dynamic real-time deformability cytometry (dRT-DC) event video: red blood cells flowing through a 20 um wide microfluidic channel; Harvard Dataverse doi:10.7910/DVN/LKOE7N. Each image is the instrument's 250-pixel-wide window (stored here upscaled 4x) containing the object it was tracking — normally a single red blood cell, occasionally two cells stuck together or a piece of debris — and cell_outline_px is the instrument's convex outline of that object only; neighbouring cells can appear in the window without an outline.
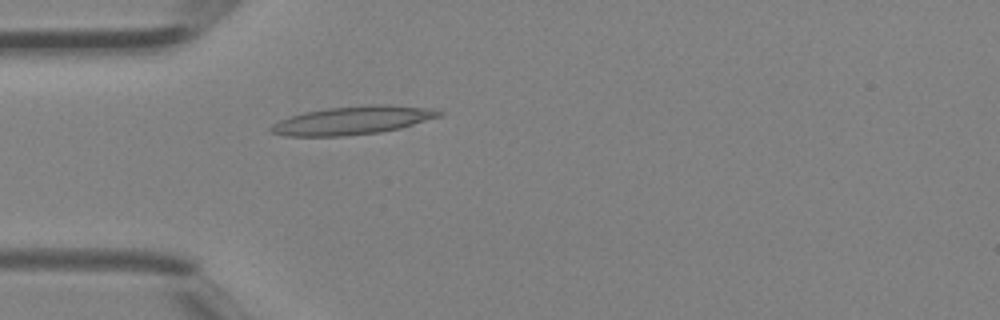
{"species": "Egyptian fruit bat (a non-hibernating species)", "species_latin": "Rousettus aegyptiacus", "temperature_condition": "room temperature", "stored_images_in_passage": 30, "camera_frame_rate_fps": 3000, "um_per_image_px": 0.085, "animal": {"sex": "female"}, "frame": {"image": 1, "passage_image": 1, "time_ms": 0.0, "image_size_px": [1000, 320], "cell_outline_px": [[444, 112], [440, 116], [400, 128], [380, 132], [344, 136], [288, 136], [272, 132], [268, 128], [272, 124], [288, 116], [304, 112], [328, 108], [368, 104], [392, 104], [436, 108]], "centroid_in_image_um": [30.01, 10.21], "position_along_channel_um": 55.0, "area_um2": 27.98}}
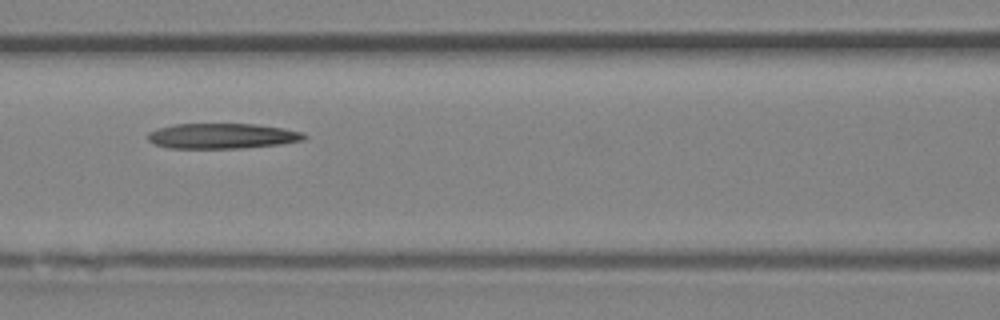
{"frame": {"image": 2, "passage_image": 7, "time_ms": 2.0, "image_size_px": [1000, 320], "cell_outline_px": [[308, 136], [304, 140], [280, 144], [240, 148], [168, 148], [156, 144], [148, 140], [148, 132], [156, 128], [176, 124], [256, 124], [284, 128], [304, 132]], "centroid_in_image_um": [18.91, 11.55], "position_along_channel_um": 147.7, "area_um2": 23.12}}
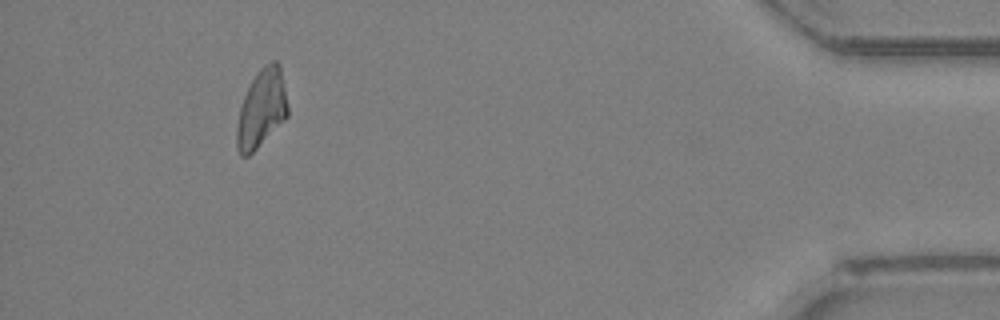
{"frame": {"image": 3, "passage_image": 27, "time_ms": 8.667, "image_size_px": [1000, 320], "cell_outline_px": [[288, 116], [248, 156], [240, 156], [236, 144], [236, 128], [240, 108], [244, 96], [252, 80], [260, 68], [264, 64], [272, 60], [276, 60], [280, 68], [284, 84], [288, 104]], "centroid_in_image_um": [22.23, 9.22], "position_along_channel_um": 413.0, "area_um2": 22.95}}